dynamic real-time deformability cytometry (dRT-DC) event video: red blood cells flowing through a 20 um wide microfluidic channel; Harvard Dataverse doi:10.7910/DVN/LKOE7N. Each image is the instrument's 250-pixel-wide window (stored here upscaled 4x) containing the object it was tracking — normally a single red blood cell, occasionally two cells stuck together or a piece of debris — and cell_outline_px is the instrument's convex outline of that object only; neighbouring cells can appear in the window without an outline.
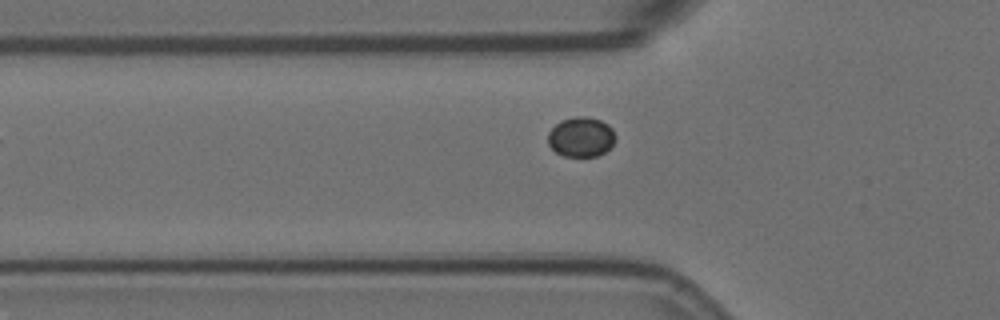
{"species": "Egyptian fruit bat (a non-hibernating species)", "species_latin": "Rousettus aegyptiacus", "temperature_condition": "room temperature", "stored_images_in_passage": 6, "camera_frame_rate_fps": 3000, "um_per_image_px": 0.085, "animal": {"sex": "female"}, "frame": {"image": 1, "passage_image": 6, "time_ms": 1.667, "image_size_px": [1000, 320], "cell_outline_px": [[616, 140], [604, 152], [596, 156], [564, 156], [556, 152], [548, 144], [548, 132], [560, 120], [576, 116], [588, 116], [600, 120], [608, 124], [612, 128], [616, 136]], "centroid_in_image_um": [49.39, 11.62], "position_along_channel_um": 76.4, "area_um2": 15.72}}